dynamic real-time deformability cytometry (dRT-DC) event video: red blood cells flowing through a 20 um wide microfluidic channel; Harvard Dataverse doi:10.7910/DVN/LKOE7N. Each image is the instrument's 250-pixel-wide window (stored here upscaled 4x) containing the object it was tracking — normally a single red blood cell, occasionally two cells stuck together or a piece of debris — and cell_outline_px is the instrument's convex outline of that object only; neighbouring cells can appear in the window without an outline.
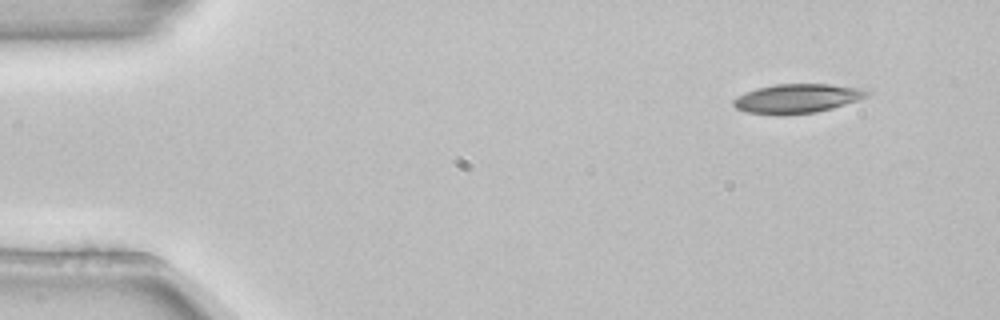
{"species": "common noctule bat (a hibernating species)", "species_latin": "Nyctalus noctula", "temperature_condition": "room temperature", "stored_images_in_passage": 5, "camera_frame_rate_fps": 3000, "um_per_image_px": 0.085, "animal": {"sex": "female", "body_mass_g": 22.7, "forearm_length_mm": 54.2}, "frame": {"image": 1, "passage_image": 1, "time_ms": 0.0, "image_size_px": [1000, 320], "cell_outline_px": [[872, 92], [868, 96], [832, 108], [816, 112], [784, 116], [776, 116], [748, 112], [736, 108], [732, 104], [732, 100], [744, 92], [756, 88], [776, 84], [828, 84], [860, 88]], "centroid_in_image_um": [67.71, 8.38], "position_along_channel_um": 17.3, "area_um2": 22.89}}
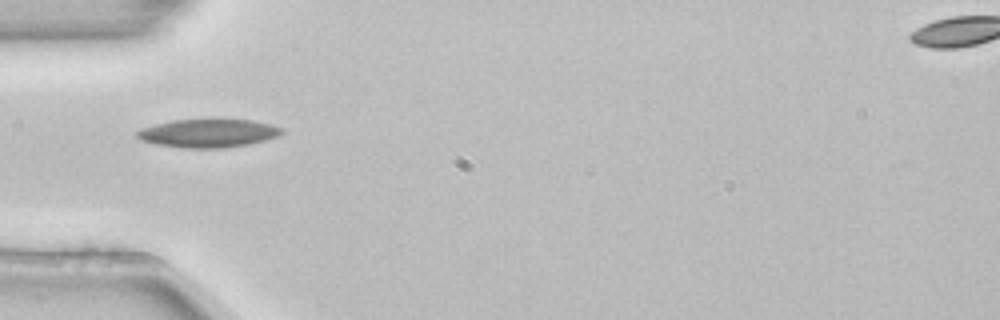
{"frame": {"image": 2, "passage_image": 4, "time_ms": 1.0, "image_size_px": [1000, 320], "cell_outline_px": [[284, 132], [276, 136], [264, 140], [248, 144], [224, 148], [184, 148], [156, 144], [140, 140], [136, 136], [136, 132], [140, 128], [172, 120], [252, 120], [272, 124], [284, 128]], "centroid_in_image_um": [17.69, 11.33], "position_along_channel_um": 67.3, "area_um2": 23.81}}